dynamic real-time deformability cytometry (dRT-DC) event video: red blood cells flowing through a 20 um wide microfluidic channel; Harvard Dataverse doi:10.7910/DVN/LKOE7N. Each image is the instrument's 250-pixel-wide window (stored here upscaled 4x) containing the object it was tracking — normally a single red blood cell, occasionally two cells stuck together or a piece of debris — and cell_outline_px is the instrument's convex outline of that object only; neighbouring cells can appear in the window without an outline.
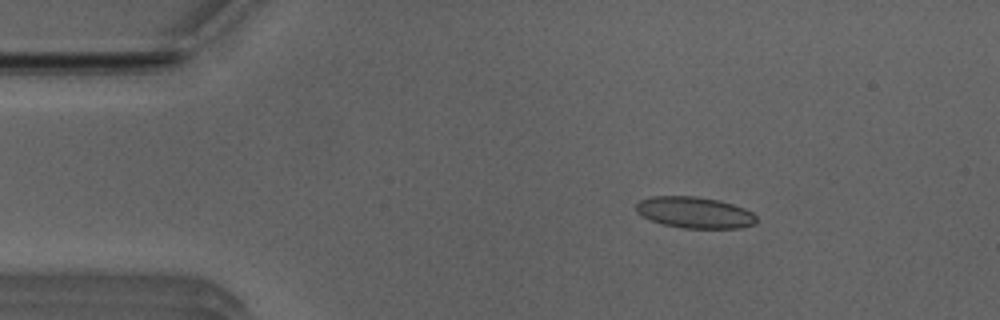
{"species": "Egyptian fruit bat (a non-hibernating species)", "species_latin": "Rousettus aegyptiacus", "temperature_condition": "room temperature", "stored_images_in_passage": 48, "camera_frame_rate_fps": 3000, "um_per_image_px": 0.085, "animal": {"sex": "male"}, "frame": {"image": 1, "passage_image": 5, "time_ms": 1.333, "image_size_px": [1000, 320], "cell_outline_px": [[756, 220], [752, 224], [740, 228], [680, 228], [664, 224], [652, 220], [636, 212], [636, 204], [640, 200], [652, 196], [696, 196], [716, 200], [732, 204], [744, 208], [752, 212], [756, 216]], "centroid_in_image_um": [59.03, 18.06], "position_along_channel_um": 26.0, "area_um2": 21.73}}
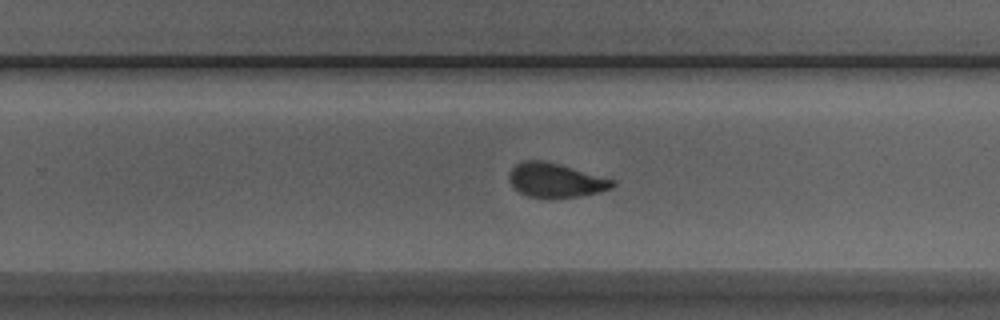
{"frame": {"image": 2, "passage_image": 29, "time_ms": 9.333, "image_size_px": [1000, 320], "cell_outline_px": [[616, 184], [612, 188], [600, 192], [580, 196], [552, 200], [548, 200], [528, 196], [520, 192], [508, 180], [508, 172], [520, 160], [544, 160], [616, 180]], "centroid_in_image_um": [47.21, 15.34], "position_along_channel_um": 282.6, "area_um2": 21.1}}
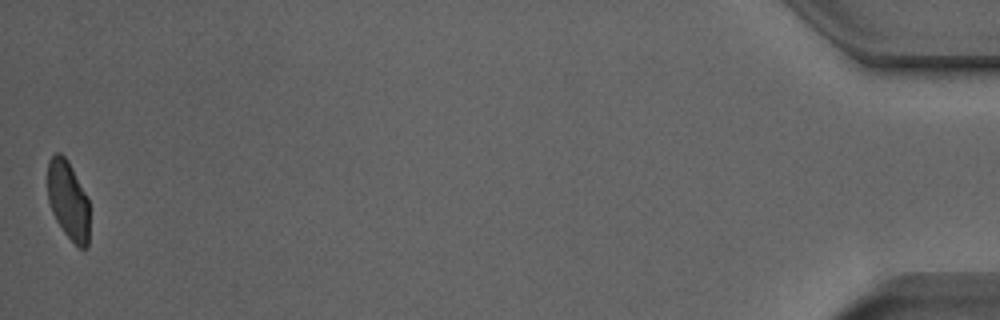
{"frame": {"image": 3, "passage_image": 48, "time_ms": 15.667, "image_size_px": [1000, 320], "cell_outline_px": [[88, 248], [80, 248], [64, 232], [56, 220], [52, 212], [48, 200], [48, 160], [56, 152], [60, 152], [68, 160], [88, 196]], "centroid_in_image_um": [5.79, 16.98], "position_along_channel_um": 429.4, "area_um2": 19.19}, "authors_computed_cell_mechanics": {"area_um2": 21.386, "velocity_mm_per_s": 3.9446, "shape_relaxation_time_tau1_ms": 8.3051, "shape_relaxation_time_tau2_ms": 1.0944, "deformation_change_tau1": 0.1973, "deformation_change_tau2": 0.077}}